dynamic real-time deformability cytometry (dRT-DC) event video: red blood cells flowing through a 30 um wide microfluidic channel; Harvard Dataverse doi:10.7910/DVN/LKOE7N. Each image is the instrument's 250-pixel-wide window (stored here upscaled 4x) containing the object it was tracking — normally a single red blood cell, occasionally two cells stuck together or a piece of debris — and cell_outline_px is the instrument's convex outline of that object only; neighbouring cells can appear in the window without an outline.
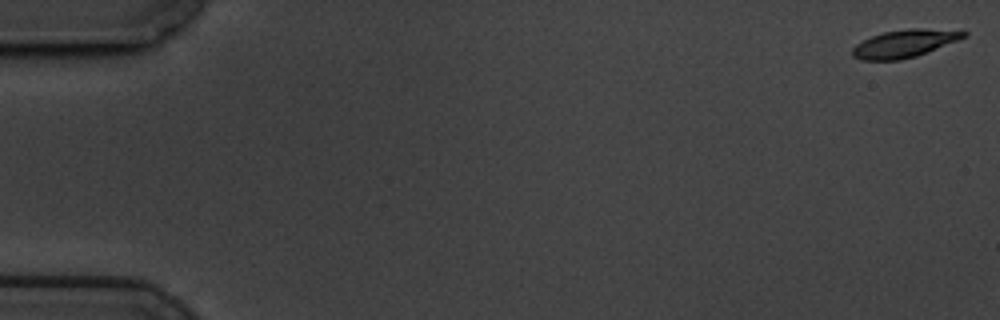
{"species": "common noctule bat (a hibernating species)", "species_latin": "Nyctalus noctula", "temperature_condition": "cold", "stored_images_in_passage": 58, "camera_frame_rate_fps": 3000, "um_per_image_px": 0.085, "animal": {"sex": "male", "body_mass_g": 19.5, "forearm_length_mm": 54.6}, "frame": {"image": 1, "passage_image": 1, "time_ms": 0.0, "image_size_px": [1000, 320], "cell_outline_px": [[968, 36], [916, 56], [900, 60], [860, 60], [852, 56], [852, 48], [856, 44], [872, 36], [884, 32], [908, 28], [924, 28], [968, 32]], "centroid_in_image_um": [76.85, 3.7], "position_along_channel_um": 8.2, "area_um2": 17.8}}
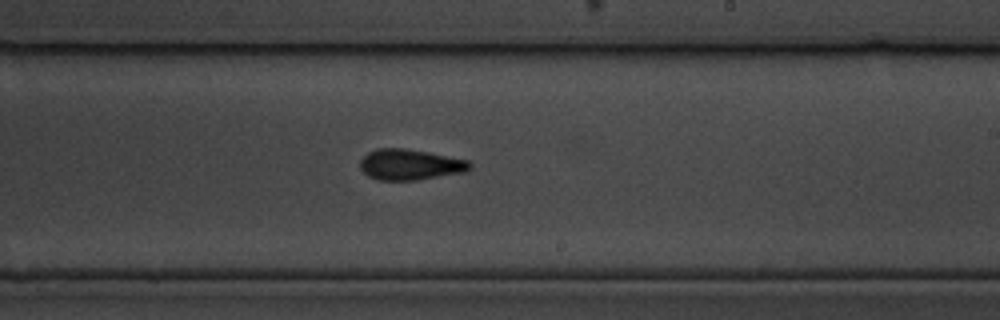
{"frame": {"image": 2, "passage_image": 34, "time_ms": 11.0, "image_size_px": [1000, 320], "cell_outline_px": [[472, 168], [464, 172], [416, 180], [380, 180], [368, 176], [360, 168], [360, 160], [368, 152], [376, 148], [404, 148], [468, 160], [472, 164]], "centroid_in_image_um": [34.84, 13.99], "position_along_channel_um": 254.2, "area_um2": 19.54}}
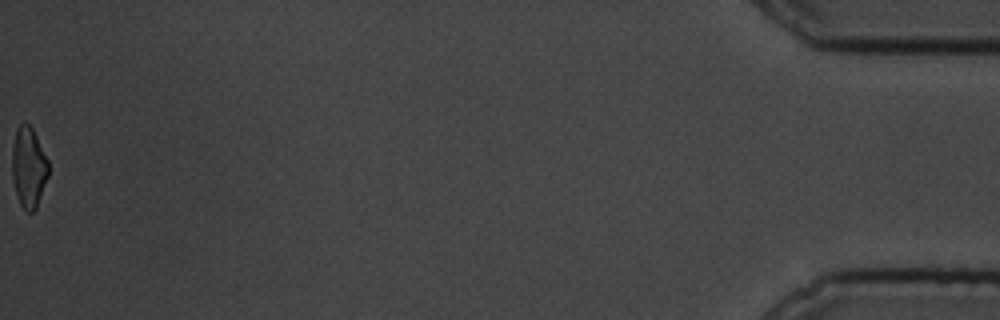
{"frame": {"image": 3, "passage_image": 58, "time_ms": 19.0, "image_size_px": [1000, 320], "cell_outline_px": [[48, 176], [36, 208], [32, 212], [24, 212], [20, 204], [12, 180], [12, 148], [16, 128], [20, 124], [28, 124], [32, 128], [48, 160]], "centroid_in_image_um": [2.42, 14.24], "position_along_channel_um": 432.8, "area_um2": 16.99}, "authors_computed_cell_mechanics": {"area_um2": 18.7272, "velocity_mm_per_s": 3.4355, "shape_relaxation_time_tau1_ms": 3.3749, "shape_relaxation_time_tau2_ms": 3.2848, "deformation_change_tau1": 0.1294, "deformation_change_tau2": 0.1116}}